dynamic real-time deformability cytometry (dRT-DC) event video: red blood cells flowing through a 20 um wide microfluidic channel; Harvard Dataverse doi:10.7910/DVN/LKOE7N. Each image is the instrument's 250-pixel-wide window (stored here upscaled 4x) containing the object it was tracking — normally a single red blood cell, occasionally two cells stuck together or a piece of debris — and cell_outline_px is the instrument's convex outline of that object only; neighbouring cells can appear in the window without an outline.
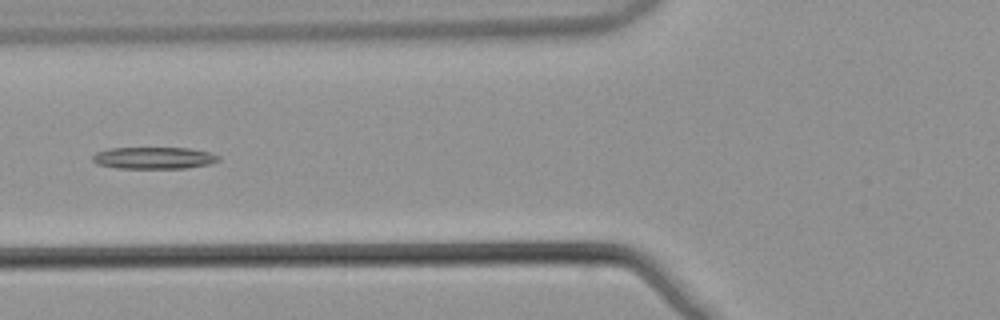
{"species": "common noctule bat (a hibernating species)", "species_latin": "Nyctalus noctula", "temperature_condition": "warm", "stored_images_in_passage": 7, "camera_frame_rate_fps": 3000, "um_per_image_px": 0.085, "animal": {"sex": "male", "body_mass_g": 21.5, "forearm_length_mm": 52.0}, "frame": {"image": 1, "passage_image": 6, "time_ms": 1.667, "image_size_px": [1000, 320], "cell_outline_px": [[220, 160], [212, 164], [188, 168], [116, 168], [96, 164], [92, 160], [92, 156], [96, 152], [112, 148], [188, 148], [208, 152], [220, 156]], "centroid_in_image_um": [13.09, 13.43], "position_along_channel_um": 112.7, "area_um2": 16.13}}
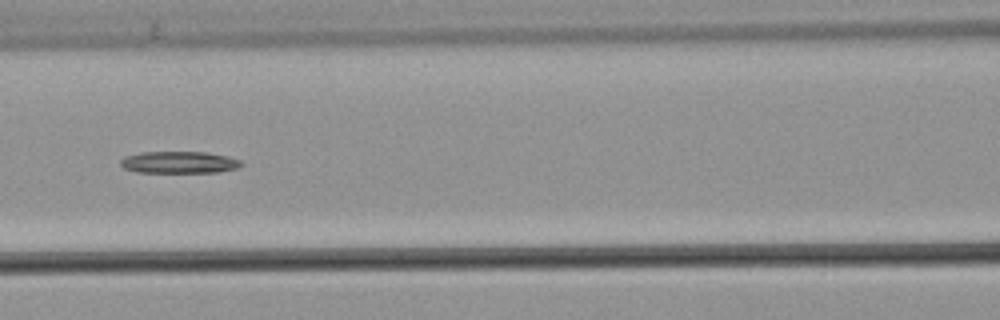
{"frame": {"image": 2, "passage_image": 7, "time_ms": 2.0, "image_size_px": [1000, 320], "cell_outline_px": [[244, 164], [240, 168], [216, 172], [136, 172], [124, 168], [120, 164], [120, 160], [124, 156], [140, 152], [204, 152], [228, 156], [240, 160]], "centroid_in_image_um": [15.23, 13.79], "position_along_channel_um": 151.4, "area_um2": 15.49}}